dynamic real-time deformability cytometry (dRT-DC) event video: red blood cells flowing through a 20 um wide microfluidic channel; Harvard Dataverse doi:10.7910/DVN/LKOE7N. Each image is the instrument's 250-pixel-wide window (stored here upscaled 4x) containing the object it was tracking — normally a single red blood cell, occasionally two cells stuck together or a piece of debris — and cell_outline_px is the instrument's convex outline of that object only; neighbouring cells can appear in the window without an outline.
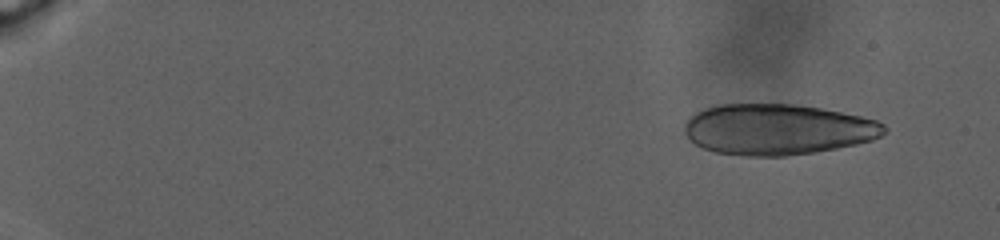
{"species": "human", "species_latin": "Homo sapiens", "temperature_condition": "warm", "stored_images_in_passage": 13, "camera_frame_rate_fps": 3000, "um_per_image_px": 0.085, "donor": {"sex": "male"}, "frame": {"image": 1, "passage_image": 3, "time_ms": 2.333, "image_size_px": [1000, 240], "cell_outline_px": [[888, 132], [872, 140], [856, 144], [816, 152], [784, 156], [748, 156], [716, 152], [704, 148], [696, 144], [684, 132], [684, 124], [696, 112], [704, 108], [720, 104], [796, 104], [820, 108], [860, 116], [876, 120], [884, 124], [888, 128]], "centroid_in_image_um": [66.12, 11.0], "position_along_channel_um": 18.9, "area_um2": 59.07}}
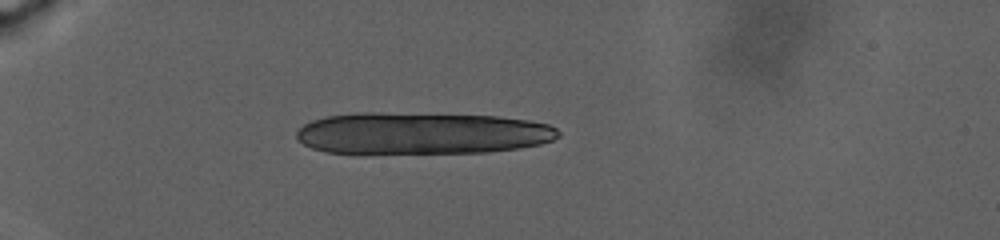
{"frame": {"image": 2, "passage_image": 9, "time_ms": 9.0, "image_size_px": [1000, 240], "cell_outline_px": [[560, 136], [552, 140], [540, 144], [520, 148], [488, 152], [328, 152], [312, 148], [304, 144], [296, 136], [296, 132], [304, 124], [312, 120], [324, 116], [360, 112], [380, 112], [496, 116], [528, 120], [548, 124], [556, 128], [560, 132]], "centroid_in_image_um": [35.87, 11.31], "position_along_channel_um": 49.1, "area_um2": 63.64}}